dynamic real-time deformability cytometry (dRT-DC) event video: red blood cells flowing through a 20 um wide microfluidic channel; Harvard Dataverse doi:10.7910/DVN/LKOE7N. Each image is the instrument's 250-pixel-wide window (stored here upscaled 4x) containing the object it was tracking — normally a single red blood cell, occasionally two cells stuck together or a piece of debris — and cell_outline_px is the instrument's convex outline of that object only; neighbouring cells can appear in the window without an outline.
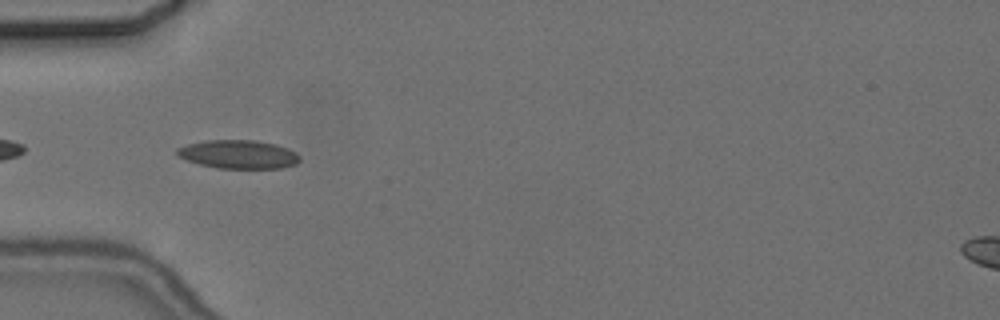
{"species": "common noctule bat (a hibernating species)", "species_latin": "Nyctalus noctula", "temperature_condition": "cold", "stored_images_in_passage": 5, "camera_frame_rate_fps": 3000, "um_per_image_px": 0.085, "animal": {"sex": "female", "body_mass_g": 24.6, "forearm_length_mm": 56.2}, "frame": {"image": 1, "passage_image": 4, "time_ms": 4.667, "image_size_px": [1000, 320], "cell_outline_px": [[300, 160], [296, 164], [280, 168], [216, 168], [200, 164], [176, 156], [176, 148], [188, 144], [208, 140], [256, 140], [276, 144], [288, 148], [296, 152], [300, 156]], "centroid_in_image_um": [20.28, 13.11], "position_along_channel_um": 64.7, "area_um2": 20.46}}
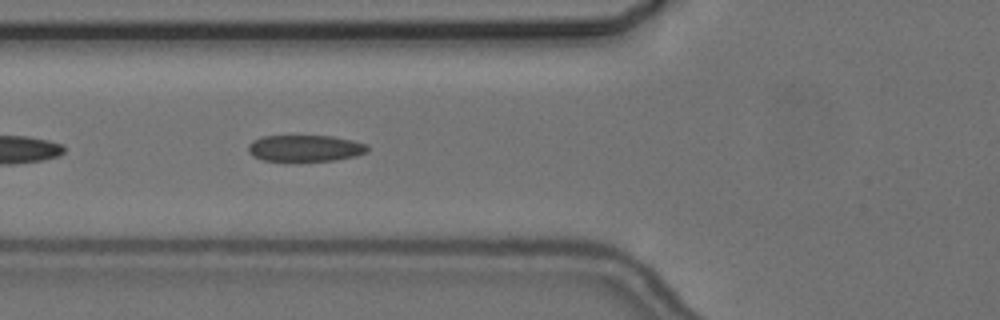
{"frame": {"image": 2, "passage_image": 5, "time_ms": 5.667, "image_size_px": [1000, 320], "cell_outline_px": [[368, 152], [356, 156], [336, 160], [264, 160], [252, 156], [248, 152], [248, 144], [252, 140], [264, 136], [332, 136], [352, 140], [368, 144]], "centroid_in_image_um": [25.95, 12.59], "position_along_channel_um": 99.9, "area_um2": 18.32}}